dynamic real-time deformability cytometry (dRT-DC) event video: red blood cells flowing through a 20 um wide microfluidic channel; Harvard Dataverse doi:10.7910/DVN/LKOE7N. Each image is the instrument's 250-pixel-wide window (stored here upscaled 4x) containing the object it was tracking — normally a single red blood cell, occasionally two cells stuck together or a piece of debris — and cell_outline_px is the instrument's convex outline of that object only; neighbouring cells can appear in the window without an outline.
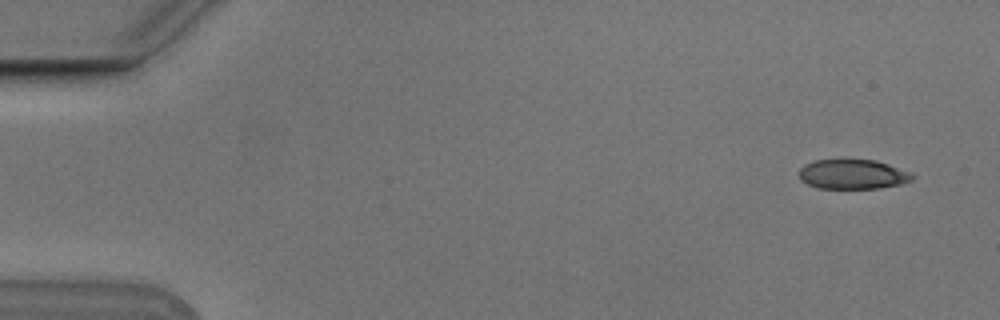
{"species": "Egyptian fruit bat (a non-hibernating species)", "species_latin": "Rousettus aegyptiacus", "temperature_condition": "cold", "stored_images_in_passage": 4, "camera_frame_rate_fps": 3000, "um_per_image_px": 0.085, "animal": {"sex": "male"}, "frame": {"image": 1, "passage_image": 1, "time_ms": 0.0, "image_size_px": [1000, 320], "cell_outline_px": [[916, 176], [912, 180], [900, 184], [880, 188], [816, 188], [800, 180], [800, 168], [804, 164], [816, 160], [876, 160], [888, 164]], "centroid_in_image_um": [72.46, 14.82], "position_along_channel_um": 12.5, "area_um2": 19.36}}
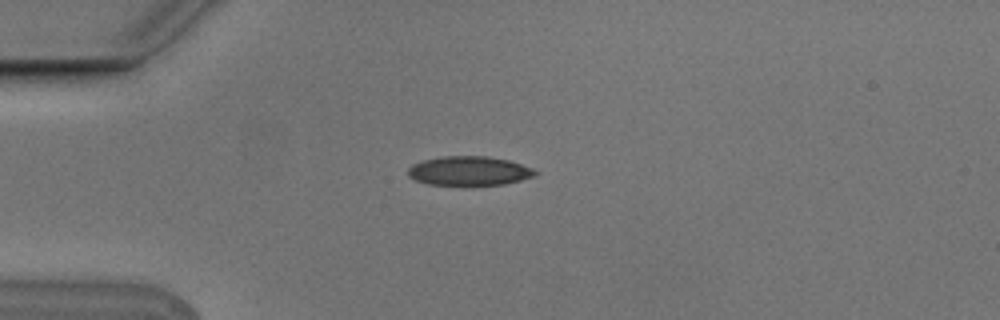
{"frame": {"image": 2, "passage_image": 4, "time_ms": 1.0, "image_size_px": [1000, 320], "cell_outline_px": [[540, 172], [536, 176], [504, 184], [428, 184], [416, 180], [408, 176], [408, 168], [412, 164], [420, 160], [440, 156], [488, 156], [508, 160], [532, 168]], "centroid_in_image_um": [39.87, 14.5], "position_along_channel_um": 45.1, "area_um2": 21.56}}